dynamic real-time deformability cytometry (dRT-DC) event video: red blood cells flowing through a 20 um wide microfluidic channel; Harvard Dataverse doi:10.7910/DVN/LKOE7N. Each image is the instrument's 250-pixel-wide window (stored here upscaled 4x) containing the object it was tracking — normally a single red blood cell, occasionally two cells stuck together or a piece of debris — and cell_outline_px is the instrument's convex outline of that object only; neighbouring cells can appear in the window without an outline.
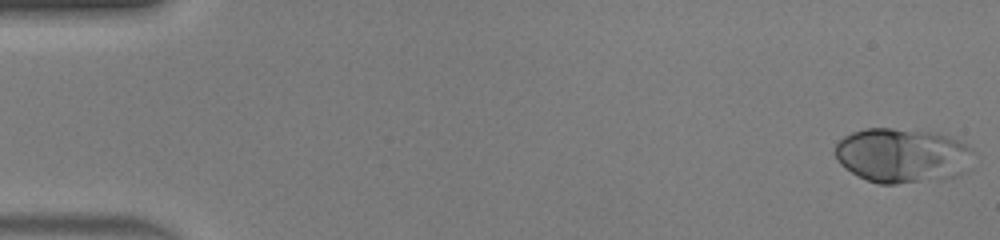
{"species": "human", "species_latin": "Homo sapiens", "temperature_condition": "warm", "stored_images_in_passage": 48, "camera_frame_rate_fps": 3000, "um_per_image_px": 0.085, "donor": {"sex": "male"}, "frame": {"image": 1, "passage_image": 1, "time_ms": 0.0, "image_size_px": [1000, 240], "cell_outline_px": [[976, 152], [972, 168], [968, 172], [944, 180], [896, 184], [880, 184], [868, 180], [844, 168], [840, 164], [836, 156], [836, 144], [844, 136], [852, 132], [864, 128], [892, 128], [936, 132], [960, 140], [972, 148]], "centroid_in_image_um": [76.81, 13.23], "position_along_channel_um": 8.2, "area_um2": 45.08}}
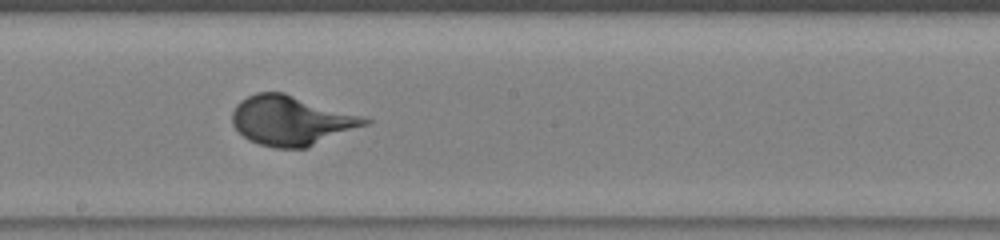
{"frame": {"image": 2, "passage_image": 27, "time_ms": 8.667, "image_size_px": [1000, 240], "cell_outline_px": [[372, 120], [368, 124], [308, 148], [276, 148], [260, 144], [248, 140], [232, 124], [232, 112], [236, 104], [240, 100], [256, 92], [284, 92], [364, 116]], "centroid_in_image_um": [24.77, 10.24], "position_along_channel_um": 223.4, "area_um2": 38.44}}
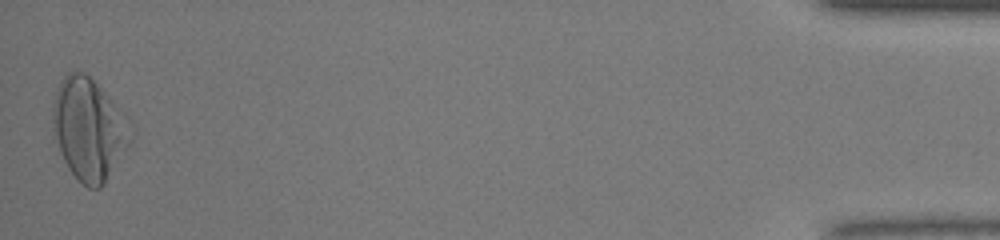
{"frame": {"image": 3, "passage_image": 48, "time_ms": 15.667, "image_size_px": [1000, 240], "cell_outline_px": [[132, 140], [104, 184], [100, 188], [88, 188], [68, 168], [64, 160], [56, 136], [52, 120], [52, 100], [60, 80], [68, 72], [84, 72], [100, 88], [112, 104]], "centroid_in_image_um": [7.46, 11.0], "position_along_channel_um": 427.7, "area_um2": 44.04}}